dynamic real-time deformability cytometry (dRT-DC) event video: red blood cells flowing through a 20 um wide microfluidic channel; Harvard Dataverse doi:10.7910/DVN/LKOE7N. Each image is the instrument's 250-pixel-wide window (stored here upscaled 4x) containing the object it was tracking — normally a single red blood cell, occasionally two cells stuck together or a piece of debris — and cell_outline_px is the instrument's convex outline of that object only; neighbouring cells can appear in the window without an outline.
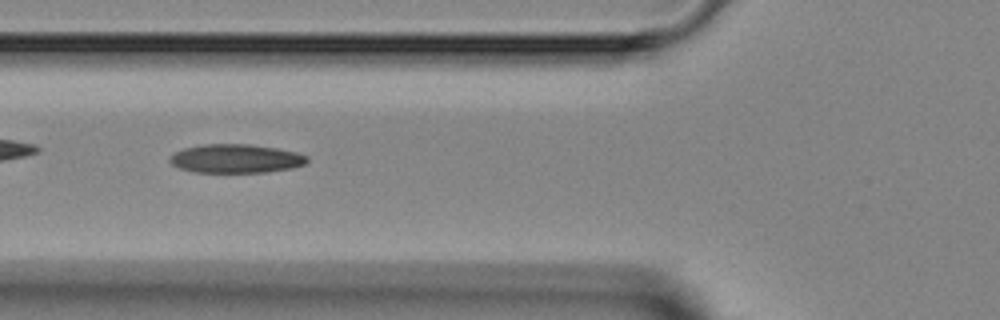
{"species": "Egyptian fruit bat (a non-hibernating species)", "species_latin": "Rousettus aegyptiacus", "temperature_condition": "room temperature", "stored_images_in_passage": 5, "camera_frame_rate_fps": 3000, "um_per_image_px": 0.085, "animal": {"sex": "female"}, "frame": {"image": 1, "passage_image": 5, "time_ms": 5.333, "image_size_px": [1000, 320], "cell_outline_px": [[308, 160], [304, 164], [292, 168], [268, 172], [192, 172], [180, 168], [172, 164], [168, 160], [176, 152], [184, 148], [204, 144], [248, 144], [276, 148], [296, 152], [308, 156]], "centroid_in_image_um": [20.06, 13.48], "position_along_channel_um": 105.7, "area_um2": 22.89}}